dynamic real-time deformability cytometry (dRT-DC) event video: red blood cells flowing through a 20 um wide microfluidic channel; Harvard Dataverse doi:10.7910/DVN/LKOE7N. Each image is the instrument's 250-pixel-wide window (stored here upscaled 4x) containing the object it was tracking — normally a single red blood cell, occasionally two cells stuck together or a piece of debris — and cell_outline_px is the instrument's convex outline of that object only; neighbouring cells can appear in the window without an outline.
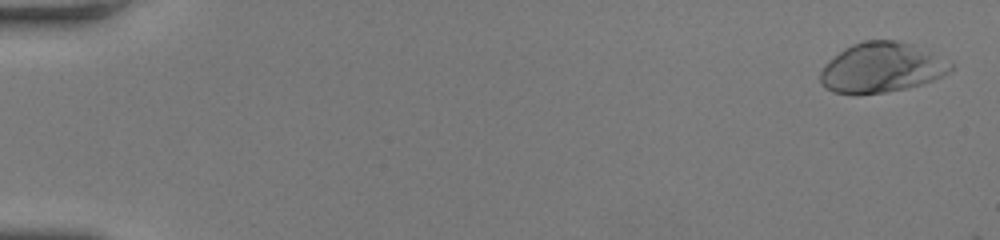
{"species": "human", "species_latin": "Homo sapiens", "temperature_condition": "room temperature", "stored_images_in_passage": 54, "camera_frame_rate_fps": 3000, "um_per_image_px": 0.085, "donor": {"sex": "female"}, "frame": {"image": 1, "passage_image": 2, "time_ms": 0.333, "image_size_px": [1000, 240], "cell_outline_px": [[952, 72], [932, 80], [908, 88], [884, 92], [856, 96], [852, 96], [832, 92], [824, 88], [820, 80], [820, 72], [824, 64], [828, 60], [844, 48], [852, 44], [864, 40], [896, 40], [912, 44], [952, 64]], "centroid_in_image_um": [74.85, 5.77], "position_along_channel_um": 10.2, "area_um2": 38.15}}
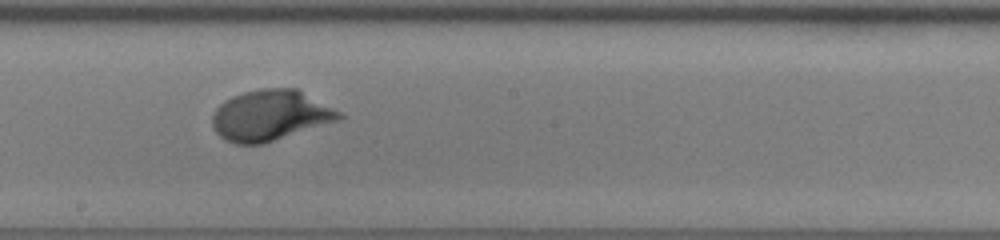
{"frame": {"image": 2, "passage_image": 32, "time_ms": 10.333, "image_size_px": [1000, 240], "cell_outline_px": [[344, 116], [340, 120], [264, 144], [236, 144], [224, 140], [216, 132], [212, 124], [212, 116], [216, 108], [224, 100], [232, 96], [244, 92], [260, 88], [296, 88], [340, 112]], "centroid_in_image_um": [22.95, 9.82], "position_along_channel_um": 225.2, "area_um2": 37.45}}
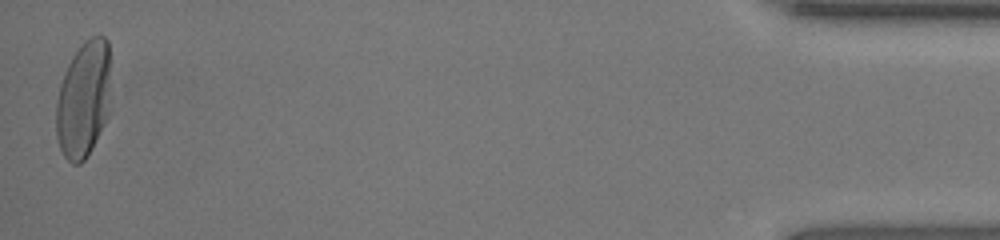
{"frame": {"image": 3, "passage_image": 54, "time_ms": 17.667, "image_size_px": [1000, 240], "cell_outline_px": [[108, 116], [88, 156], [80, 164], [72, 164], [64, 156], [60, 148], [56, 136], [56, 100], [60, 84], [64, 72], [72, 56], [84, 40], [92, 36], [104, 36], [108, 40]], "centroid_in_image_um": [7.06, 8.47], "position_along_channel_um": 428.1, "area_um2": 36.93}, "authors_computed_cell_mechanics": {"area_um2": 36.0961, "velocity_mm_per_s": 3.8946, "shape_relaxation_time_tau1_ms": 2.7075, "shape_relaxation_time_tau2_ms": null, "deformation_change_tau1": 0.1898, "deformation_change_tau2": null}}